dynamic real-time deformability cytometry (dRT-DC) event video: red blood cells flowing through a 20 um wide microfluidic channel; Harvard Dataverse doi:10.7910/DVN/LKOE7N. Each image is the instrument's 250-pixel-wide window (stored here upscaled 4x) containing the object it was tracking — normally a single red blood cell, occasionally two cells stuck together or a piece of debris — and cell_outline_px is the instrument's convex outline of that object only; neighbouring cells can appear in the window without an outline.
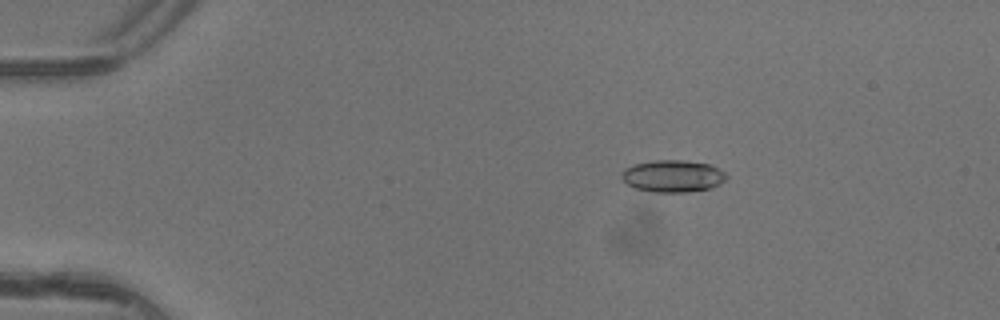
{"species": "common noctule bat (a hibernating species)", "species_latin": "Nyctalus noctula", "temperature_condition": "warm", "stored_images_in_passage": 3, "camera_frame_rate_fps": 3000, "um_per_image_px": 0.085, "animal": {"sex": "female"}, "frame": {"image": 1, "passage_image": 2, "time_ms": 0.333, "image_size_px": [1000, 320], "cell_outline_px": [[728, 176], [720, 184], [712, 188], [688, 192], [652, 192], [636, 188], [628, 184], [620, 176], [624, 168], [636, 164], [656, 160], [684, 160], [708, 164], [724, 172]], "centroid_in_image_um": [57.19, 14.97], "position_along_channel_um": 27.8, "area_um2": 19.48}}